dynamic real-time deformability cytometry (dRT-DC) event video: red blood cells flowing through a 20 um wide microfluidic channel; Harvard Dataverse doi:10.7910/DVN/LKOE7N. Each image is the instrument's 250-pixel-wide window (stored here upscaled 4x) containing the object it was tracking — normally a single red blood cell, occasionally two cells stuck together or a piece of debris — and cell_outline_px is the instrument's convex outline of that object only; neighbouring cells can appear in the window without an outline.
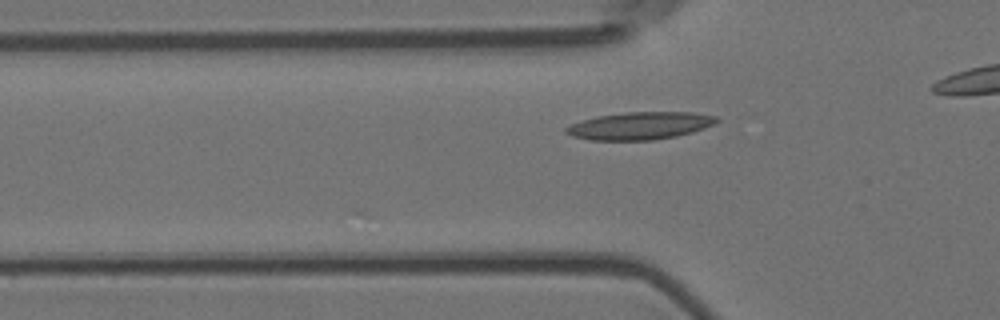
{"species": "Egyptian fruit bat (a non-hibernating species)", "species_latin": "Rousettus aegyptiacus", "temperature_condition": "room temperature", "stored_images_in_passage": 33, "camera_frame_rate_fps": 3000, "um_per_image_px": 0.085, "animal": {"sex": "female"}, "frame": {"image": 1, "passage_image": 6, "time_ms": 1.667, "image_size_px": [1000, 320], "cell_outline_px": [[720, 120], [716, 124], [692, 132], [676, 136], [652, 140], [592, 140], [572, 136], [564, 132], [564, 128], [572, 124], [596, 116], [628, 112], [692, 112], [716, 116]], "centroid_in_image_um": [54.42, 10.69], "position_along_channel_um": 71.4, "area_um2": 24.1}}
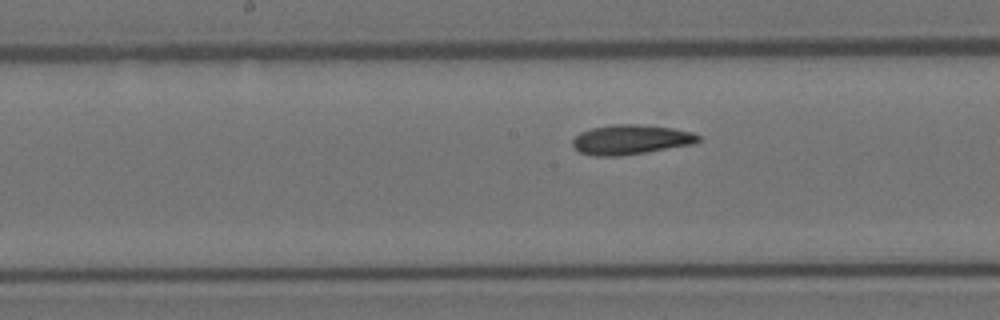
{"frame": {"image": 2, "passage_image": 16, "time_ms": 5.0, "image_size_px": [1000, 320], "cell_outline_px": [[700, 140], [692, 144], [620, 156], [592, 156], [580, 152], [572, 144], [572, 140], [580, 132], [592, 128], [612, 124], [640, 124], [672, 128], [692, 132], [700, 136]], "centroid_in_image_um": [53.59, 11.86], "position_along_channel_um": 194.6, "area_um2": 21.62}}
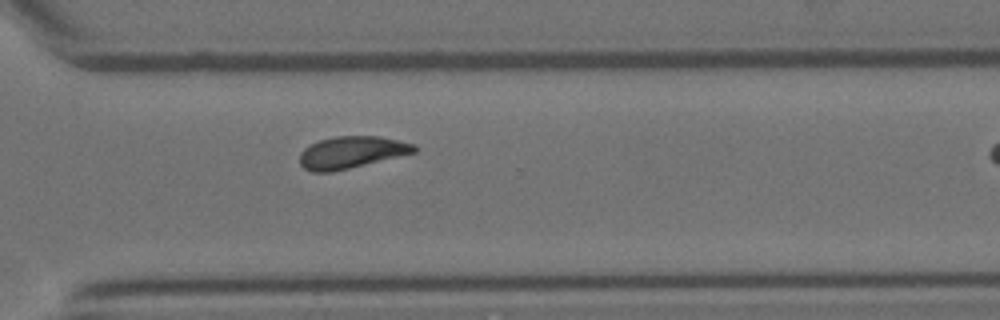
{"frame": {"image": 3, "passage_image": 28, "time_ms": 9.0, "image_size_px": [1000, 320], "cell_outline_px": [[416, 152], [332, 172], [312, 172], [304, 168], [300, 164], [300, 152], [304, 148], [320, 140], [336, 136], [380, 136], [416, 144]], "centroid_in_image_um": [29.87, 12.94], "position_along_channel_um": 340.7, "area_um2": 21.21}}